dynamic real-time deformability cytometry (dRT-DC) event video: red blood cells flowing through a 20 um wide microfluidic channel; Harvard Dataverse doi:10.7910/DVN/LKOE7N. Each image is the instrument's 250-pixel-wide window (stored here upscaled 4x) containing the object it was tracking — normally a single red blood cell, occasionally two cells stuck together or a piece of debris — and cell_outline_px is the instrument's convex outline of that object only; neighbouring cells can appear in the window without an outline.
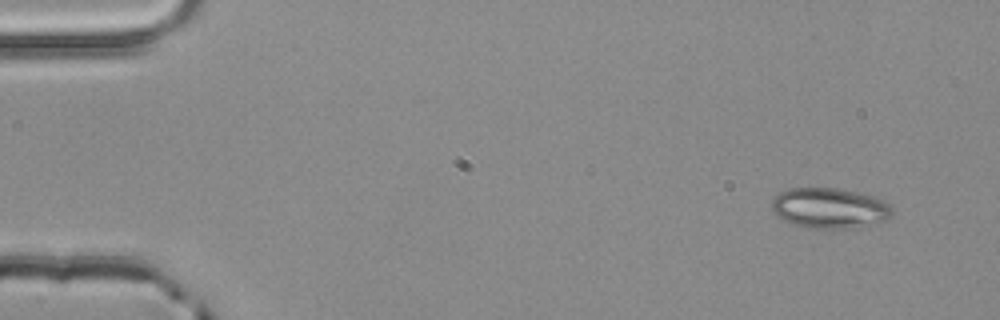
{"species": "common noctule bat (a hibernating species)", "species_latin": "Nyctalus noctula", "temperature_condition": "room temperature", "stored_images_in_passage": 3, "camera_frame_rate_fps": 3000, "um_per_image_px": 0.085, "animal": {"sex": "male", "body_mass_g": 20.4}, "frame": {"image": 1, "passage_image": 1, "time_ms": 0.0, "image_size_px": [1000, 320], "cell_outline_px": [[892, 212], [888, 220], [848, 228], [808, 228], [792, 224], [776, 216], [772, 208], [772, 200], [780, 192], [788, 188], [840, 188], [876, 196], [892, 204]], "centroid_in_image_um": [70.53, 17.67], "position_along_channel_um": 14.5, "area_um2": 28.55}}